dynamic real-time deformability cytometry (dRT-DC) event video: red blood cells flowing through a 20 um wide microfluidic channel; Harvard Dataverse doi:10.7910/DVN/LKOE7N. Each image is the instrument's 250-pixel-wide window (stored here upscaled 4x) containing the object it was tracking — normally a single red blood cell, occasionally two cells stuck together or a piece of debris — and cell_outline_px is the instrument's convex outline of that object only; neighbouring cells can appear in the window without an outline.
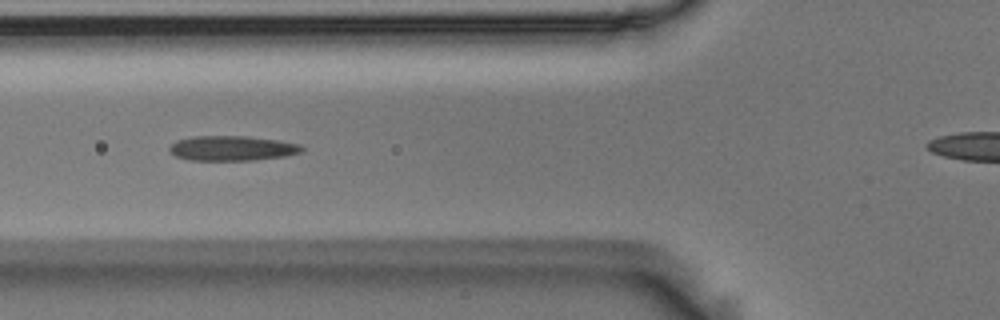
{"species": "Egyptian fruit bat (a non-hibernating species)", "species_latin": "Rousettus aegyptiacus", "temperature_condition": "room temperature", "stored_images_in_passage": 12, "camera_frame_rate_fps": 3000, "um_per_image_px": 0.085, "animal": {"sex": "male"}, "frame": {"image": 1, "passage_image": 4, "time_ms": 1.0, "image_size_px": [1000, 320], "cell_outline_px": [[304, 152], [288, 156], [252, 160], [188, 160], [176, 156], [168, 152], [168, 148], [176, 140], [192, 136], [248, 136], [280, 140], [300, 144], [304, 148]], "centroid_in_image_um": [19.75, 12.6], "position_along_channel_um": 106.0, "area_um2": 19.54}}
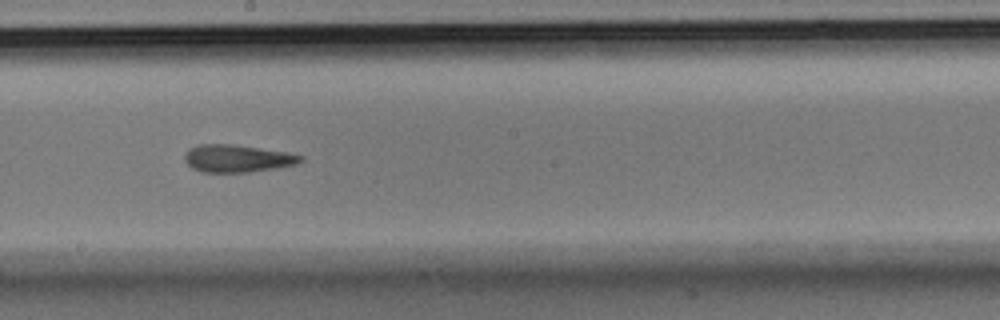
{"frame": {"image": 2, "passage_image": 7, "time_ms": 2.0, "image_size_px": [1000, 320], "cell_outline_px": [[304, 160], [296, 164], [276, 168], [248, 172], [204, 172], [192, 168], [184, 160], [184, 156], [188, 148], [196, 144], [236, 144], [288, 152], [304, 156]], "centroid_in_image_um": [20.17, 13.45], "position_along_channel_um": 228.0, "area_um2": 18.79}}
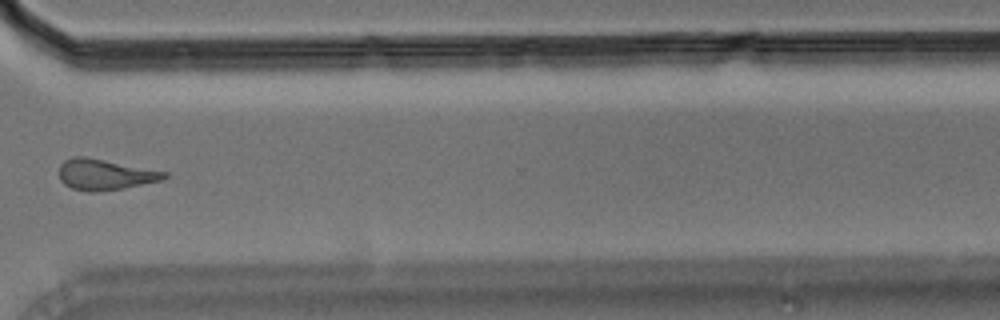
{"frame": {"image": 3, "passage_image": 10, "time_ms": 3.0, "image_size_px": [1000, 320], "cell_outline_px": [[168, 176], [160, 180], [124, 188], [96, 192], [88, 192], [72, 188], [64, 184], [60, 180], [60, 164], [64, 160], [72, 156], [84, 156], [168, 172]], "centroid_in_image_um": [8.89, 14.83], "position_along_channel_um": 361.7, "area_um2": 18.79}}